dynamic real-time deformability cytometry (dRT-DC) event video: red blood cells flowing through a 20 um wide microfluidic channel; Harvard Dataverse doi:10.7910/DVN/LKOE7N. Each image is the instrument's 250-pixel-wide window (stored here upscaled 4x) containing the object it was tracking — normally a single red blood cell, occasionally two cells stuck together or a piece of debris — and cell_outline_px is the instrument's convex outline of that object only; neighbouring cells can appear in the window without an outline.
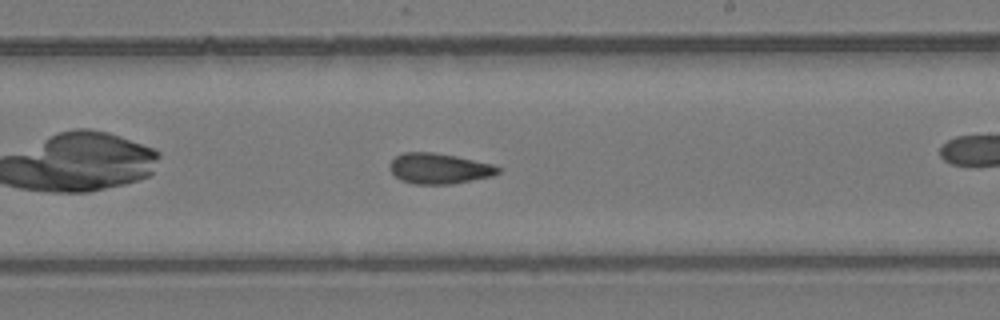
{"species": "common noctule bat (a hibernating species)", "species_latin": "Nyctalus noctula", "temperature_condition": "room temperature", "stored_images_in_passage": 36, "camera_frame_rate_fps": 3000, "um_per_image_px": 0.085, "animal": {"sex": "female", "body_mass_g": 24.6, "forearm_length_mm": 56.2}, "frame": {"image": 1, "passage_image": 16, "time_ms": 5.0, "image_size_px": [1000, 320], "cell_outline_px": [[500, 172], [492, 176], [452, 184], [416, 184], [400, 180], [392, 172], [388, 164], [396, 156], [404, 152], [432, 152], [456, 156], [492, 164], [500, 168]], "centroid_in_image_um": [37.31, 14.32], "position_along_channel_um": 251.7, "area_um2": 19.19}}